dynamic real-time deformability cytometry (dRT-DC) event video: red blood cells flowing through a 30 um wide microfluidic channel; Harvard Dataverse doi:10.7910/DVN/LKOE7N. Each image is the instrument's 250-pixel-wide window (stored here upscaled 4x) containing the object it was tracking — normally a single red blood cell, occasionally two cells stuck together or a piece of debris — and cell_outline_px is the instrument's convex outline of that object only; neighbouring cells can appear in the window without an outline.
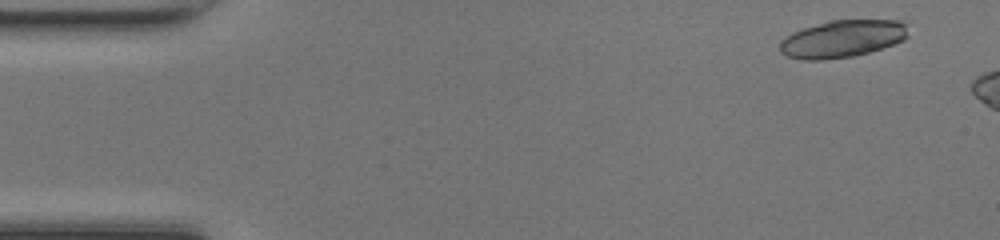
{"species": "common noctule bat (a hibernating species)", "species_latin": "Nyctalus noctula", "temperature_condition": "room temperature", "stored_images_in_passage": 8, "camera_frame_rate_fps": 3000, "um_per_image_px": 0.085, "animal": {"sex": "female", "body_mass_g": 17.0, "forearm_length_mm": 48.0}, "frame": {"image": 1, "passage_image": 3, "time_ms": 0.667, "image_size_px": [1000, 240], "cell_outline_px": [[908, 36], [904, 40], [868, 52], [852, 56], [824, 60], [804, 60], [788, 56], [780, 52], [780, 40], [784, 36], [792, 32], [828, 20], [900, 20], [904, 24]], "centroid_in_image_um": [71.55, 3.29], "position_along_channel_um": 13.4, "area_um2": 27.8}}